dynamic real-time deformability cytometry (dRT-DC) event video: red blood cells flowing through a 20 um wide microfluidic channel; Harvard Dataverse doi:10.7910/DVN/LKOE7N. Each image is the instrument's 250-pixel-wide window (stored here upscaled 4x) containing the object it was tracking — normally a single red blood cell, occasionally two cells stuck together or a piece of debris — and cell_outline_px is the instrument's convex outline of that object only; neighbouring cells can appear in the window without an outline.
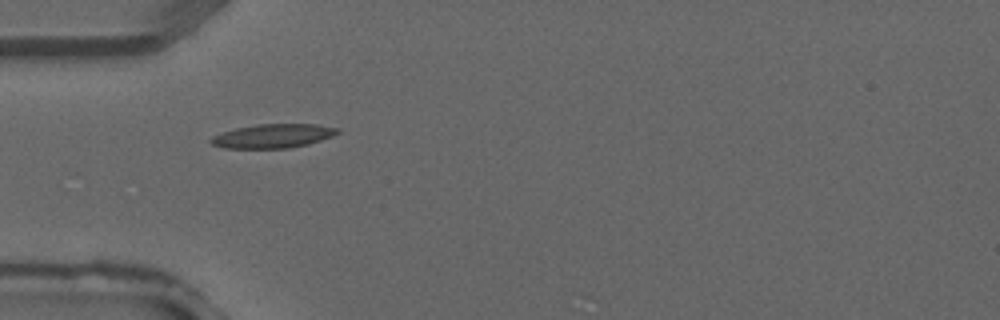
{"species": "common noctule bat (a hibernating species)", "species_latin": "Nyctalus noctula", "temperature_condition": "warm", "stored_images_in_passage": 2, "camera_frame_rate_fps": 3000, "um_per_image_px": 0.085, "animal": {"sex": "male", "forearm_length_mm": 52.5}, "frame": {"image": 1, "passage_image": 1, "time_ms": 0.0, "image_size_px": [1000, 320], "cell_outline_px": [[340, 132], [332, 136], [308, 144], [288, 148], [224, 148], [212, 144], [208, 140], [212, 136], [236, 128], [256, 124], [316, 124], [340, 128]], "centroid_in_image_um": [23.21, 11.55], "position_along_channel_um": 61.8, "area_um2": 17.63}}
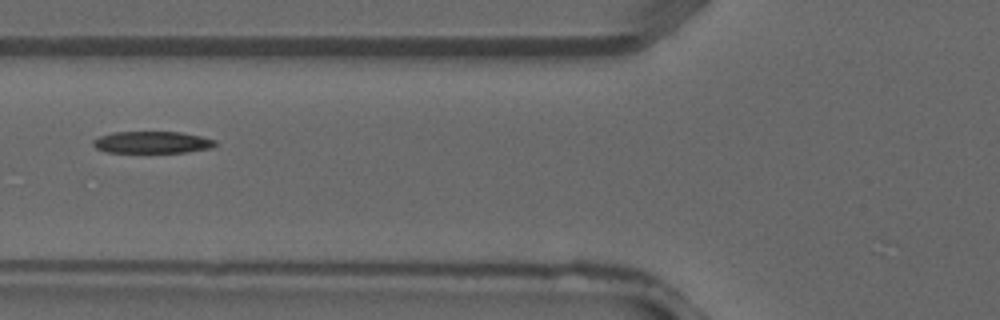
{"frame": {"image": 2, "passage_image": 2, "time_ms": 0.333, "image_size_px": [1000, 320], "cell_outline_px": [[216, 144], [212, 148], [188, 152], [104, 152], [96, 148], [92, 144], [92, 140], [100, 136], [112, 132], [180, 132], [200, 136], [216, 140]], "centroid_in_image_um": [12.92, 12.1], "position_along_channel_um": 112.9, "area_um2": 15.61}}